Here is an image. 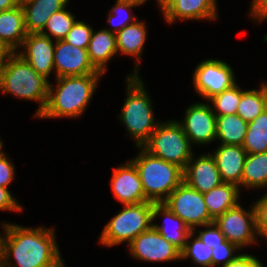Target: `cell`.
Segmentation results:
<instances>
[{"instance_id":"6da1fadb","label":"cell","mask_w":267,"mask_h":267,"mask_svg":"<svg viewBox=\"0 0 267 267\" xmlns=\"http://www.w3.org/2000/svg\"><path fill=\"white\" fill-rule=\"evenodd\" d=\"M0 256L5 267H65L56 240V226L25 227L1 222Z\"/></svg>"},{"instance_id":"7a4b0ae2","label":"cell","mask_w":267,"mask_h":267,"mask_svg":"<svg viewBox=\"0 0 267 267\" xmlns=\"http://www.w3.org/2000/svg\"><path fill=\"white\" fill-rule=\"evenodd\" d=\"M103 75L87 74L55 78V85L49 81L47 102L37 119L82 117Z\"/></svg>"},{"instance_id":"3957f363","label":"cell","mask_w":267,"mask_h":267,"mask_svg":"<svg viewBox=\"0 0 267 267\" xmlns=\"http://www.w3.org/2000/svg\"><path fill=\"white\" fill-rule=\"evenodd\" d=\"M125 99L118 119L136 147H143L159 124L153 103L141 75L126 74ZM158 120V121H157Z\"/></svg>"},{"instance_id":"277c9868","label":"cell","mask_w":267,"mask_h":267,"mask_svg":"<svg viewBox=\"0 0 267 267\" xmlns=\"http://www.w3.org/2000/svg\"><path fill=\"white\" fill-rule=\"evenodd\" d=\"M49 81L16 52L11 53L0 67V92L19 100L36 102L34 118H38L45 108Z\"/></svg>"},{"instance_id":"5b68a950","label":"cell","mask_w":267,"mask_h":267,"mask_svg":"<svg viewBox=\"0 0 267 267\" xmlns=\"http://www.w3.org/2000/svg\"><path fill=\"white\" fill-rule=\"evenodd\" d=\"M139 153L130 160L140 175L146 199L153 203H163L183 182V169L151 155L143 147H135Z\"/></svg>"},{"instance_id":"8992f818","label":"cell","mask_w":267,"mask_h":267,"mask_svg":"<svg viewBox=\"0 0 267 267\" xmlns=\"http://www.w3.org/2000/svg\"><path fill=\"white\" fill-rule=\"evenodd\" d=\"M153 202H143L140 204L123 205V208L112 216L104 225L99 237L100 244L103 247L126 243L127 246L142 232L152 227Z\"/></svg>"},{"instance_id":"52a82bcc","label":"cell","mask_w":267,"mask_h":267,"mask_svg":"<svg viewBox=\"0 0 267 267\" xmlns=\"http://www.w3.org/2000/svg\"><path fill=\"white\" fill-rule=\"evenodd\" d=\"M151 155L185 169L193 156V146L176 119L159 122L143 146Z\"/></svg>"},{"instance_id":"ba28073f","label":"cell","mask_w":267,"mask_h":267,"mask_svg":"<svg viewBox=\"0 0 267 267\" xmlns=\"http://www.w3.org/2000/svg\"><path fill=\"white\" fill-rule=\"evenodd\" d=\"M213 222L223 233L226 240L237 245L241 250L259 243L252 202L248 210L239 203L217 216Z\"/></svg>"},{"instance_id":"9c48e42d","label":"cell","mask_w":267,"mask_h":267,"mask_svg":"<svg viewBox=\"0 0 267 267\" xmlns=\"http://www.w3.org/2000/svg\"><path fill=\"white\" fill-rule=\"evenodd\" d=\"M192 73L193 88L205 102L237 83L232 66L217 58L201 61Z\"/></svg>"},{"instance_id":"30bf717a","label":"cell","mask_w":267,"mask_h":267,"mask_svg":"<svg viewBox=\"0 0 267 267\" xmlns=\"http://www.w3.org/2000/svg\"><path fill=\"white\" fill-rule=\"evenodd\" d=\"M193 231L213 223L204 202L203 193L189 187L184 181L163 202Z\"/></svg>"},{"instance_id":"8fae6325","label":"cell","mask_w":267,"mask_h":267,"mask_svg":"<svg viewBox=\"0 0 267 267\" xmlns=\"http://www.w3.org/2000/svg\"><path fill=\"white\" fill-rule=\"evenodd\" d=\"M128 254L146 263L180 262L181 250L167 242L153 227L142 232L127 245Z\"/></svg>"},{"instance_id":"7c38bea8","label":"cell","mask_w":267,"mask_h":267,"mask_svg":"<svg viewBox=\"0 0 267 267\" xmlns=\"http://www.w3.org/2000/svg\"><path fill=\"white\" fill-rule=\"evenodd\" d=\"M178 122L192 146H207L216 141V115L208 102L192 103Z\"/></svg>"},{"instance_id":"4fadbf2b","label":"cell","mask_w":267,"mask_h":267,"mask_svg":"<svg viewBox=\"0 0 267 267\" xmlns=\"http://www.w3.org/2000/svg\"><path fill=\"white\" fill-rule=\"evenodd\" d=\"M53 59L55 78L103 74L92 65L87 49L73 46L64 40L55 41Z\"/></svg>"},{"instance_id":"5bb4252c","label":"cell","mask_w":267,"mask_h":267,"mask_svg":"<svg viewBox=\"0 0 267 267\" xmlns=\"http://www.w3.org/2000/svg\"><path fill=\"white\" fill-rule=\"evenodd\" d=\"M217 0H169L160 13L169 25L183 21H216L219 19Z\"/></svg>"},{"instance_id":"9a60e30c","label":"cell","mask_w":267,"mask_h":267,"mask_svg":"<svg viewBox=\"0 0 267 267\" xmlns=\"http://www.w3.org/2000/svg\"><path fill=\"white\" fill-rule=\"evenodd\" d=\"M55 41L41 33H27L22 46L16 52L39 74L49 80L54 71ZM22 48V49H21Z\"/></svg>"},{"instance_id":"2e32d148","label":"cell","mask_w":267,"mask_h":267,"mask_svg":"<svg viewBox=\"0 0 267 267\" xmlns=\"http://www.w3.org/2000/svg\"><path fill=\"white\" fill-rule=\"evenodd\" d=\"M112 174L110 185L116 201L122 205L148 202L138 170L131 160L114 167Z\"/></svg>"},{"instance_id":"e0dca14e","label":"cell","mask_w":267,"mask_h":267,"mask_svg":"<svg viewBox=\"0 0 267 267\" xmlns=\"http://www.w3.org/2000/svg\"><path fill=\"white\" fill-rule=\"evenodd\" d=\"M193 156L183 170V181L191 188L205 193L223 183L210 151Z\"/></svg>"},{"instance_id":"ac0fdd59","label":"cell","mask_w":267,"mask_h":267,"mask_svg":"<svg viewBox=\"0 0 267 267\" xmlns=\"http://www.w3.org/2000/svg\"><path fill=\"white\" fill-rule=\"evenodd\" d=\"M147 24L145 20H137L131 25L125 26L116 34V43L118 55L123 54L131 56L134 59V68L132 75H139L141 59L143 58V51L148 37Z\"/></svg>"},{"instance_id":"d6986e66","label":"cell","mask_w":267,"mask_h":267,"mask_svg":"<svg viewBox=\"0 0 267 267\" xmlns=\"http://www.w3.org/2000/svg\"><path fill=\"white\" fill-rule=\"evenodd\" d=\"M218 146L210 153L216 161L222 181L239 186L247 155L246 150L239 145L218 144Z\"/></svg>"},{"instance_id":"ffe728a7","label":"cell","mask_w":267,"mask_h":267,"mask_svg":"<svg viewBox=\"0 0 267 267\" xmlns=\"http://www.w3.org/2000/svg\"><path fill=\"white\" fill-rule=\"evenodd\" d=\"M163 219L162 224L155 223L157 217ZM152 227L167 241L182 250L191 229L163 203H154L152 210Z\"/></svg>"},{"instance_id":"44dd1931","label":"cell","mask_w":267,"mask_h":267,"mask_svg":"<svg viewBox=\"0 0 267 267\" xmlns=\"http://www.w3.org/2000/svg\"><path fill=\"white\" fill-rule=\"evenodd\" d=\"M70 0H27L21 2L27 33H41L53 13L66 8Z\"/></svg>"},{"instance_id":"7402d4cb","label":"cell","mask_w":267,"mask_h":267,"mask_svg":"<svg viewBox=\"0 0 267 267\" xmlns=\"http://www.w3.org/2000/svg\"><path fill=\"white\" fill-rule=\"evenodd\" d=\"M27 36L22 5L0 11V42L12 53L17 52Z\"/></svg>"},{"instance_id":"603a6c76","label":"cell","mask_w":267,"mask_h":267,"mask_svg":"<svg viewBox=\"0 0 267 267\" xmlns=\"http://www.w3.org/2000/svg\"><path fill=\"white\" fill-rule=\"evenodd\" d=\"M87 52L92 65L104 75L107 72V64L118 55L116 34L105 30H93Z\"/></svg>"},{"instance_id":"cb8c5ba5","label":"cell","mask_w":267,"mask_h":267,"mask_svg":"<svg viewBox=\"0 0 267 267\" xmlns=\"http://www.w3.org/2000/svg\"><path fill=\"white\" fill-rule=\"evenodd\" d=\"M241 195L238 185L223 182L221 185L203 193V198L209 215L215 219L217 216L241 203Z\"/></svg>"},{"instance_id":"d4e9b609","label":"cell","mask_w":267,"mask_h":267,"mask_svg":"<svg viewBox=\"0 0 267 267\" xmlns=\"http://www.w3.org/2000/svg\"><path fill=\"white\" fill-rule=\"evenodd\" d=\"M239 188L241 191L244 188L248 190L255 189V191L267 190V151L246 155Z\"/></svg>"},{"instance_id":"484cf974","label":"cell","mask_w":267,"mask_h":267,"mask_svg":"<svg viewBox=\"0 0 267 267\" xmlns=\"http://www.w3.org/2000/svg\"><path fill=\"white\" fill-rule=\"evenodd\" d=\"M248 122L237 114L216 115V141L219 144L242 146Z\"/></svg>"},{"instance_id":"4316f807","label":"cell","mask_w":267,"mask_h":267,"mask_svg":"<svg viewBox=\"0 0 267 267\" xmlns=\"http://www.w3.org/2000/svg\"><path fill=\"white\" fill-rule=\"evenodd\" d=\"M267 108V82L263 81L259 89L243 90L237 109V115L251 122Z\"/></svg>"},{"instance_id":"83f0119b","label":"cell","mask_w":267,"mask_h":267,"mask_svg":"<svg viewBox=\"0 0 267 267\" xmlns=\"http://www.w3.org/2000/svg\"><path fill=\"white\" fill-rule=\"evenodd\" d=\"M242 147L247 154L267 151V108L253 121L248 123Z\"/></svg>"},{"instance_id":"f1b7e54d","label":"cell","mask_w":267,"mask_h":267,"mask_svg":"<svg viewBox=\"0 0 267 267\" xmlns=\"http://www.w3.org/2000/svg\"><path fill=\"white\" fill-rule=\"evenodd\" d=\"M212 251L213 249L204 244L192 231L181 250V261L190 259L194 267H212Z\"/></svg>"},{"instance_id":"f546056e","label":"cell","mask_w":267,"mask_h":267,"mask_svg":"<svg viewBox=\"0 0 267 267\" xmlns=\"http://www.w3.org/2000/svg\"><path fill=\"white\" fill-rule=\"evenodd\" d=\"M67 8L53 13L41 34L54 41L63 40L76 22V16Z\"/></svg>"},{"instance_id":"4dcf8cb0","label":"cell","mask_w":267,"mask_h":267,"mask_svg":"<svg viewBox=\"0 0 267 267\" xmlns=\"http://www.w3.org/2000/svg\"><path fill=\"white\" fill-rule=\"evenodd\" d=\"M139 7L130 2L116 0L114 6L109 10L107 24L109 28H104L111 33L117 34L125 26L135 23L138 18L131 12L134 8Z\"/></svg>"},{"instance_id":"1f68e13d","label":"cell","mask_w":267,"mask_h":267,"mask_svg":"<svg viewBox=\"0 0 267 267\" xmlns=\"http://www.w3.org/2000/svg\"><path fill=\"white\" fill-rule=\"evenodd\" d=\"M240 99L241 87L237 82L231 88L215 95L207 102L210 104L215 115H232L237 114Z\"/></svg>"},{"instance_id":"d6a6232c","label":"cell","mask_w":267,"mask_h":267,"mask_svg":"<svg viewBox=\"0 0 267 267\" xmlns=\"http://www.w3.org/2000/svg\"><path fill=\"white\" fill-rule=\"evenodd\" d=\"M93 29L94 28L92 27V25L87 24V22L76 20L71 30L63 40L73 46L87 49L93 33Z\"/></svg>"},{"instance_id":"836d02e7","label":"cell","mask_w":267,"mask_h":267,"mask_svg":"<svg viewBox=\"0 0 267 267\" xmlns=\"http://www.w3.org/2000/svg\"><path fill=\"white\" fill-rule=\"evenodd\" d=\"M239 251L243 252L237 245L225 241L213 248L212 251V267H224L229 262L235 260L239 255Z\"/></svg>"},{"instance_id":"e575fe53","label":"cell","mask_w":267,"mask_h":267,"mask_svg":"<svg viewBox=\"0 0 267 267\" xmlns=\"http://www.w3.org/2000/svg\"><path fill=\"white\" fill-rule=\"evenodd\" d=\"M253 207L258 238L267 241V191L257 201H253Z\"/></svg>"},{"instance_id":"d590c367","label":"cell","mask_w":267,"mask_h":267,"mask_svg":"<svg viewBox=\"0 0 267 267\" xmlns=\"http://www.w3.org/2000/svg\"><path fill=\"white\" fill-rule=\"evenodd\" d=\"M199 230L197 231L196 229ZM204 228L203 230H201ZM193 230L195 234L201 239V241L212 249L218 246L220 243L225 242L226 238L223 233L219 230V228L215 225V223H210L207 225H203L197 227Z\"/></svg>"},{"instance_id":"8d00e7d4","label":"cell","mask_w":267,"mask_h":267,"mask_svg":"<svg viewBox=\"0 0 267 267\" xmlns=\"http://www.w3.org/2000/svg\"><path fill=\"white\" fill-rule=\"evenodd\" d=\"M12 159L9 158L7 152L0 156V186L8 188L15 180L16 168ZM15 168V169H14Z\"/></svg>"},{"instance_id":"74e56055","label":"cell","mask_w":267,"mask_h":267,"mask_svg":"<svg viewBox=\"0 0 267 267\" xmlns=\"http://www.w3.org/2000/svg\"><path fill=\"white\" fill-rule=\"evenodd\" d=\"M8 188L0 186V211L21 212L22 205L18 202Z\"/></svg>"},{"instance_id":"f35d334b","label":"cell","mask_w":267,"mask_h":267,"mask_svg":"<svg viewBox=\"0 0 267 267\" xmlns=\"http://www.w3.org/2000/svg\"><path fill=\"white\" fill-rule=\"evenodd\" d=\"M249 13L247 16L252 18L255 24L263 23L267 20V0H251Z\"/></svg>"},{"instance_id":"ab89813d","label":"cell","mask_w":267,"mask_h":267,"mask_svg":"<svg viewBox=\"0 0 267 267\" xmlns=\"http://www.w3.org/2000/svg\"><path fill=\"white\" fill-rule=\"evenodd\" d=\"M240 253L241 255L224 267H265L258 257L244 251Z\"/></svg>"},{"instance_id":"60d3db41","label":"cell","mask_w":267,"mask_h":267,"mask_svg":"<svg viewBox=\"0 0 267 267\" xmlns=\"http://www.w3.org/2000/svg\"><path fill=\"white\" fill-rule=\"evenodd\" d=\"M19 4V0H0V11L12 9Z\"/></svg>"},{"instance_id":"b9f144b4","label":"cell","mask_w":267,"mask_h":267,"mask_svg":"<svg viewBox=\"0 0 267 267\" xmlns=\"http://www.w3.org/2000/svg\"><path fill=\"white\" fill-rule=\"evenodd\" d=\"M12 52L0 42V67L6 62Z\"/></svg>"},{"instance_id":"7bdbcfd3","label":"cell","mask_w":267,"mask_h":267,"mask_svg":"<svg viewBox=\"0 0 267 267\" xmlns=\"http://www.w3.org/2000/svg\"><path fill=\"white\" fill-rule=\"evenodd\" d=\"M119 1L130 2L136 4L137 6H141L143 4L145 5L146 2H149V0H119Z\"/></svg>"},{"instance_id":"ee69618b","label":"cell","mask_w":267,"mask_h":267,"mask_svg":"<svg viewBox=\"0 0 267 267\" xmlns=\"http://www.w3.org/2000/svg\"><path fill=\"white\" fill-rule=\"evenodd\" d=\"M169 0H155L156 4L158 5V9H160L168 2Z\"/></svg>"},{"instance_id":"f6af8a7d","label":"cell","mask_w":267,"mask_h":267,"mask_svg":"<svg viewBox=\"0 0 267 267\" xmlns=\"http://www.w3.org/2000/svg\"><path fill=\"white\" fill-rule=\"evenodd\" d=\"M3 140L1 139L0 137V156H2L3 154H5L6 151H3V147H4V144H3Z\"/></svg>"},{"instance_id":"bcb514c9","label":"cell","mask_w":267,"mask_h":267,"mask_svg":"<svg viewBox=\"0 0 267 267\" xmlns=\"http://www.w3.org/2000/svg\"><path fill=\"white\" fill-rule=\"evenodd\" d=\"M0 267H5L3 258L0 256Z\"/></svg>"}]
</instances>
